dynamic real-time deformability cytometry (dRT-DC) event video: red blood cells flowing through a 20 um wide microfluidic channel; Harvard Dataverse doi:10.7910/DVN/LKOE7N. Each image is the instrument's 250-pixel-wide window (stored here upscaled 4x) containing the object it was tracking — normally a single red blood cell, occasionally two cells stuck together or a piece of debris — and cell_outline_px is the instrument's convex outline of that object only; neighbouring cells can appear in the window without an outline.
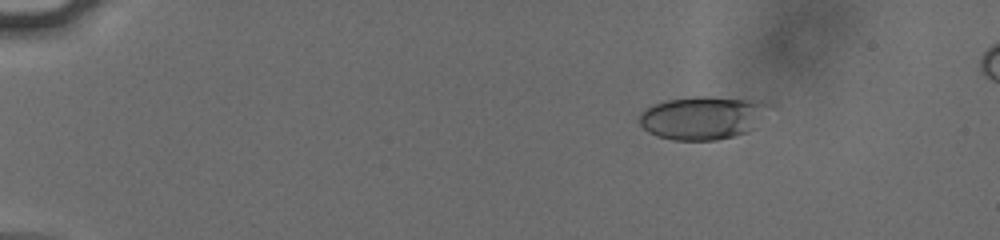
{"species": "human", "species_latin": "Homo sapiens", "temperature_condition": "cold", "stored_images_in_passage": 51, "camera_frame_rate_fps": 3000, "um_per_image_px": 0.085, "donor": {"sex": "male"}, "frame": {"image": 1, "passage_image": 5, "time_ms": 1.333, "image_size_px": [1000, 240], "cell_outline_px": [[772, 104], [752, 128], [748, 132], [716, 140], [672, 140], [656, 136], [648, 132], [636, 120], [636, 116], [644, 108], [652, 104], [664, 100], [696, 96], [712, 96], [764, 100]], "centroid_in_image_um": [59.66, 9.98], "position_along_channel_um": 25.3, "area_um2": 33.18}}
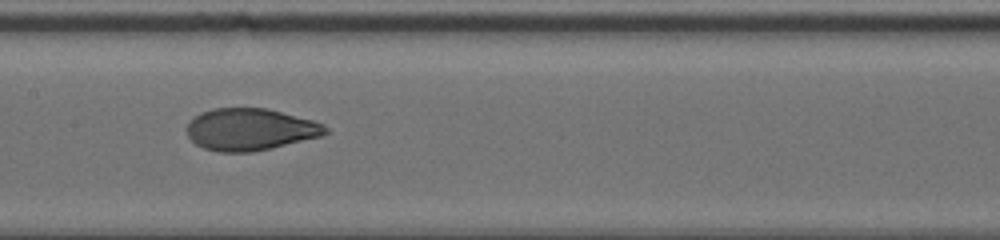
{"frame": {"image": 2, "passage_image": 26, "time_ms": 8.333, "image_size_px": [1000, 240], "cell_outline_px": [[328, 132], [320, 136], [252, 152], [220, 152], [204, 148], [196, 144], [188, 136], [188, 124], [200, 112], [212, 108], [268, 108], [312, 120], [324, 124], [328, 128]], "centroid_in_image_um": [21.26, 10.99], "position_along_channel_um": 186.1, "area_um2": 33.58}}
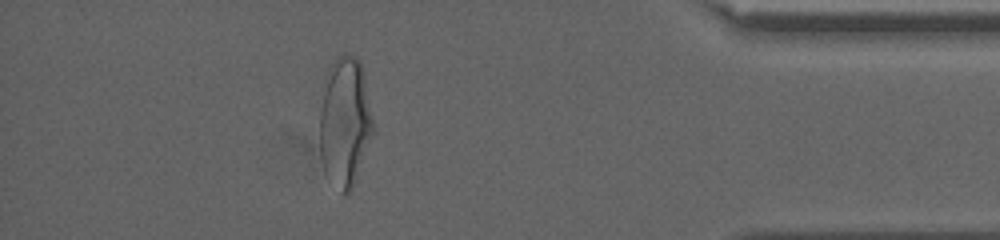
{"frame": {"image": 3, "passage_image": 46, "time_ms": 15.0, "image_size_px": [1000, 240], "cell_outline_px": [[376, 132], [352, 188], [344, 196], [324, 172], [320, 156], [320, 112], [324, 92], [332, 64], [344, 52], [356, 56], [360, 60]], "centroid_in_image_um": [29.36, 10.43], "position_along_channel_um": 405.8, "area_um2": 40.23}, "authors_computed_cell_mechanics": {"area_um2": 34.102, "velocity_mm_per_s": 3.8162, "shape_relaxation_time_tau1_ms": 5.1015, "shape_relaxation_time_tau2_ms": 0.9256, "deformation_change_tau1": 0.1899, "deformation_change_tau2": 0.0637}}